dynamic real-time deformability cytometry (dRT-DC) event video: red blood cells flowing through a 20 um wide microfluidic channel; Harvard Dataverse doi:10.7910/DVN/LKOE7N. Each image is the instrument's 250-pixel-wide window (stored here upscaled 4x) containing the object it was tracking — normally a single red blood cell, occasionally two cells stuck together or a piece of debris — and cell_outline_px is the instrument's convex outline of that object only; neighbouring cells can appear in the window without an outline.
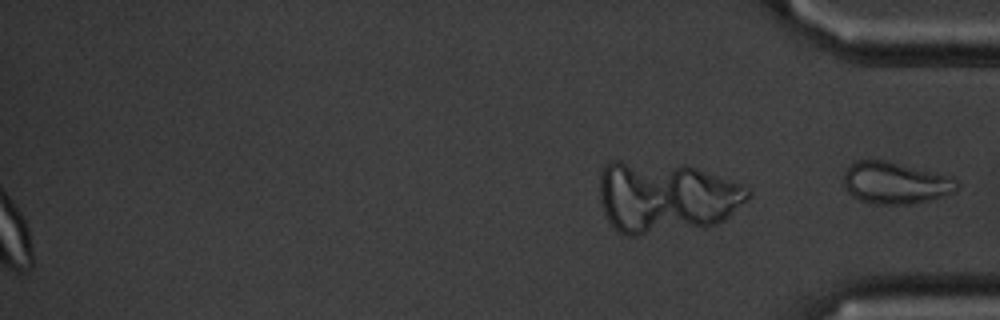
{"species": "common noctule bat (a hibernating species)", "species_latin": "Nyctalus noctula", "temperature_condition": "cold", "stored_images_in_passage": 57, "segment_of_instrument_passage": [2, 2], "camera_frame_rate_fps": 3000, "um_per_image_px": 0.085, "animal": {"sex": "male", "body_mass_g": 20.1, "forearm_length_mm": 53.5}, "frame": {"image": 1, "passage_image": 57, "time_ms": 18.667, "image_size_px": [1000, 320], "cell_outline_px": [[960, 184], [956, 192], [932, 200], [908, 204], [876, 204], [860, 200], [852, 196], [844, 188], [844, 172], [848, 164], [856, 160], [888, 160], [952, 176]], "centroid_in_image_um": [76.12, 15.53], "position_along_channel_um": 359.1, "area_um2": 28.21}}